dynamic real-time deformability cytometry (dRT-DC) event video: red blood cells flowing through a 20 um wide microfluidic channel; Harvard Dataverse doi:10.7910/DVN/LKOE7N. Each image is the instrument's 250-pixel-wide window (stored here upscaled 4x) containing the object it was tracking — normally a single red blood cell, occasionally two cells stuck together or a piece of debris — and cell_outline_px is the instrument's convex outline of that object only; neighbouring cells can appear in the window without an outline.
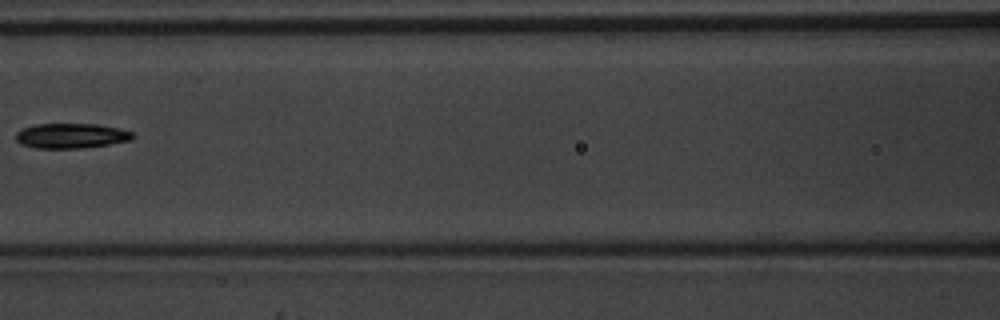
{"species": "common noctule bat (a hibernating species)", "species_latin": "Nyctalus noctula", "temperature_condition": "warm", "stored_images_in_passage": 5, "camera_frame_rate_fps": 3000, "um_per_image_px": 0.085, "animal": {"sex": "male", "body_mass_g": 20.1, "forearm_length_mm": 53.5}, "frame": {"image": 1, "passage_image": 4, "time_ms": 1.0, "image_size_px": [1000, 320], "cell_outline_px": [[136, 136], [132, 140], [108, 144], [80, 148], [36, 148], [20, 144], [16, 140], [16, 132], [24, 128], [36, 124], [96, 124], [116, 128], [132, 132]], "centroid_in_image_um": [6.04, 11.54], "position_along_channel_um": 160.6, "area_um2": 16.88}}
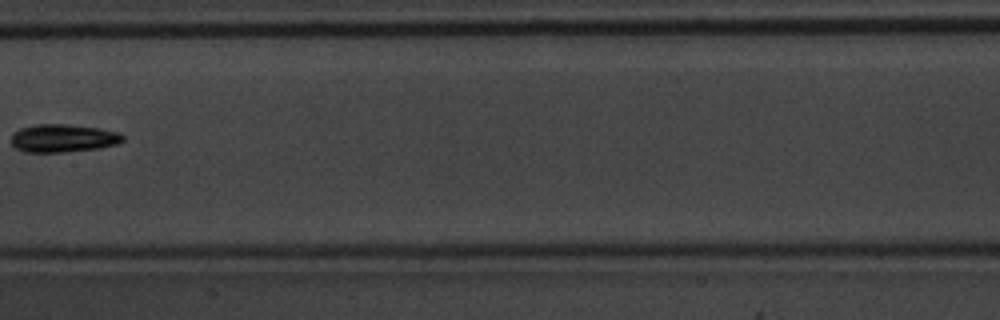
{"frame": {"image": 2, "passage_image": 5, "time_ms": 1.333, "image_size_px": [1000, 320], "cell_outline_px": [[124, 140], [120, 144], [96, 148], [64, 152], [24, 152], [16, 148], [12, 144], [12, 132], [20, 128], [36, 124], [64, 124], [100, 128], [120, 132], [124, 136]], "centroid_in_image_um": [5.38, 11.74], "position_along_channel_um": 202.0, "area_um2": 18.32}}